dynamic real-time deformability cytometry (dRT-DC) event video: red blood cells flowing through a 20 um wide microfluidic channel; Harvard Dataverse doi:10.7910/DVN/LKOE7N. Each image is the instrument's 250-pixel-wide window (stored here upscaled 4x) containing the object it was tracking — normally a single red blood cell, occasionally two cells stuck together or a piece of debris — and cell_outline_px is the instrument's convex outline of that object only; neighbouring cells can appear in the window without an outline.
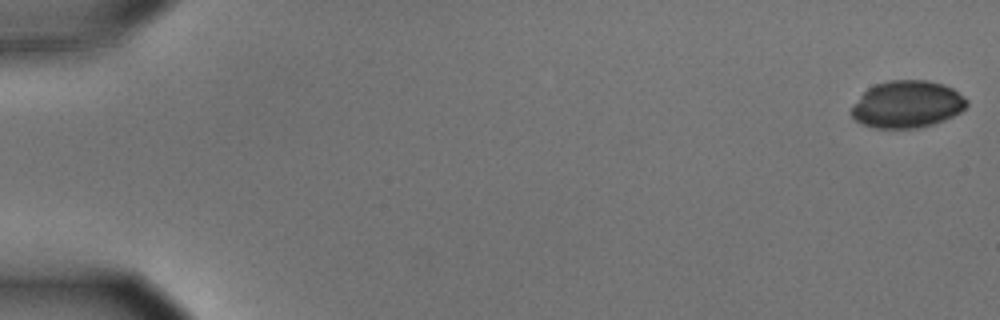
{"species": "common noctule bat (a hibernating species)", "species_latin": "Nyctalus noctula", "temperature_condition": "cold", "stored_images_in_passage": 57, "camera_frame_rate_fps": 3000, "um_per_image_px": 0.085, "animal": {"sex": "male", "body_mass_g": 15.6}, "frame": {"image": 1, "passage_image": 1, "time_ms": 0.0, "image_size_px": [1000, 320], "cell_outline_px": [[968, 104], [960, 112], [944, 120], [932, 124], [916, 128], [872, 128], [860, 124], [852, 116], [852, 108], [860, 96], [868, 88], [876, 84], [888, 80], [928, 80], [944, 84], [952, 88], [964, 96], [968, 100]], "centroid_in_image_um": [77.11, 8.86], "position_along_channel_um": 7.9, "area_um2": 31.67}}
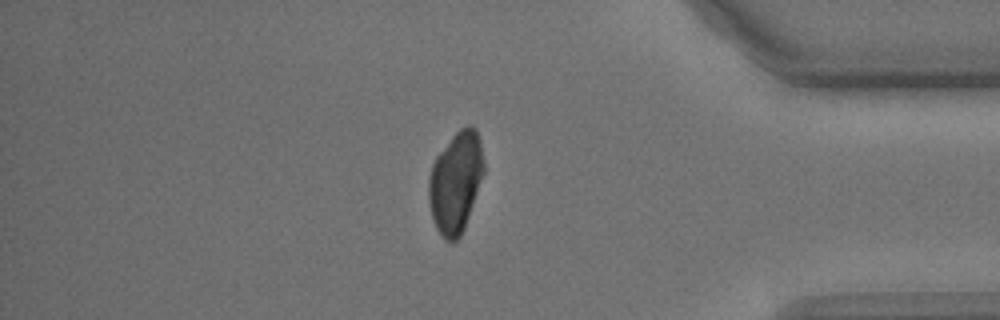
{"frame": {"image": 2, "passage_image": 49, "time_ms": 16.0, "image_size_px": [1000, 320], "cell_outline_px": [[484, 172], [464, 228], [460, 236], [452, 244], [444, 240], [436, 228], [432, 220], [428, 200], [428, 180], [432, 164], [436, 156], [452, 136], [460, 128], [468, 124], [472, 124], [476, 128], [480, 140], [484, 160]], "centroid_in_image_um": [38.72, 15.48], "position_along_channel_um": 396.5, "area_um2": 32.71}}
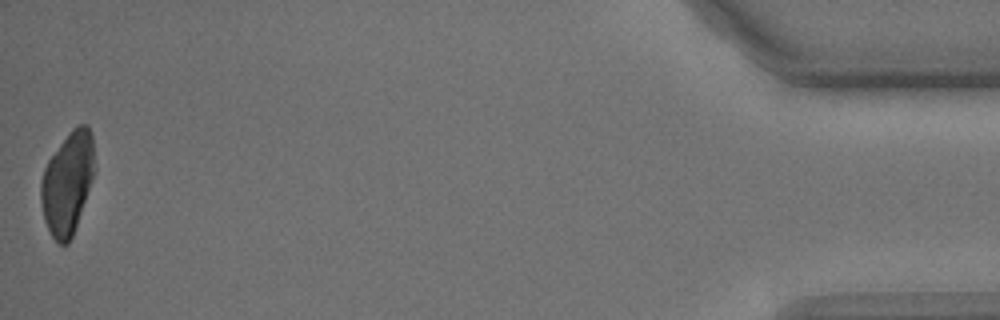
{"frame": {"image": 3, "passage_image": 57, "time_ms": 18.667, "image_size_px": [1000, 320], "cell_outline_px": [[96, 172], [72, 236], [68, 244], [60, 244], [52, 236], [44, 220], [40, 200], [40, 184], [44, 168], [48, 160], [68, 132], [76, 124], [88, 124], [92, 136], [96, 168]], "centroid_in_image_um": [5.76, 15.51], "position_along_channel_um": 429.4, "area_um2": 32.31}}